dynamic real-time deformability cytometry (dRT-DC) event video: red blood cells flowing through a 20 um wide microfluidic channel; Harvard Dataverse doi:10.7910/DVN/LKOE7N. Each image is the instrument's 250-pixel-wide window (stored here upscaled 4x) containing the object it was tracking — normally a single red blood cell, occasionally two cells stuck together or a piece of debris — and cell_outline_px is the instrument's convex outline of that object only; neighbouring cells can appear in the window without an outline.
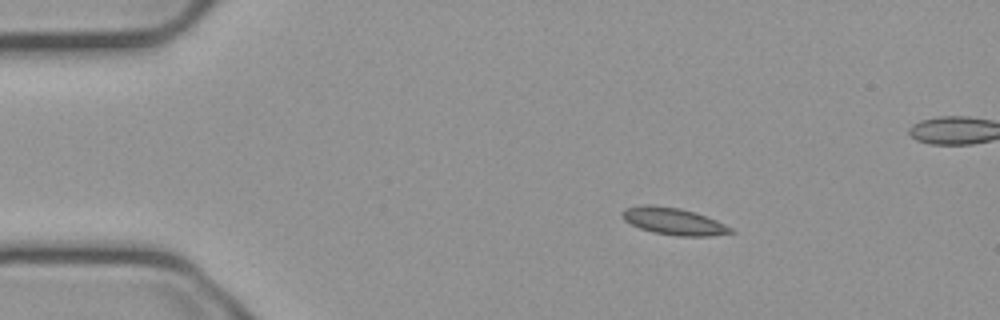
{"species": "common noctule bat (a hibernating species)", "species_latin": "Nyctalus noctula", "temperature_condition": "cold", "stored_images_in_passage": 48, "camera_frame_rate_fps": 3000, "um_per_image_px": 0.085, "animal": {"sex": "male", "body_mass_g": 23.1, "forearm_length_mm": 52.7}, "frame": {"image": 1, "passage_image": 1, "time_ms": 0.0, "image_size_px": [1000, 320], "cell_outline_px": [[736, 232], [712, 236], [676, 236], [652, 232], [640, 228], [624, 220], [620, 216], [620, 212], [624, 208], [644, 204], [652, 204], [680, 208], [716, 220], [732, 228]], "centroid_in_image_um": [57.21, 18.8], "position_along_channel_um": 27.8, "area_um2": 17.17}}
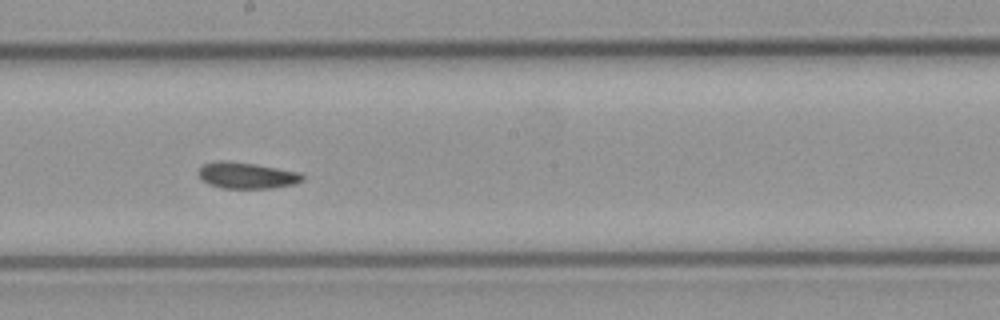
{"frame": {"image": 2, "passage_image": 22, "time_ms": 7.0, "image_size_px": [1000, 320], "cell_outline_px": [[304, 180], [292, 184], [272, 188], [220, 188], [208, 184], [196, 172], [204, 164], [216, 160], [228, 160], [256, 164], [300, 172], [304, 176]], "centroid_in_image_um": [20.95, 14.9], "position_along_channel_um": 227.2, "area_um2": 16.01}}
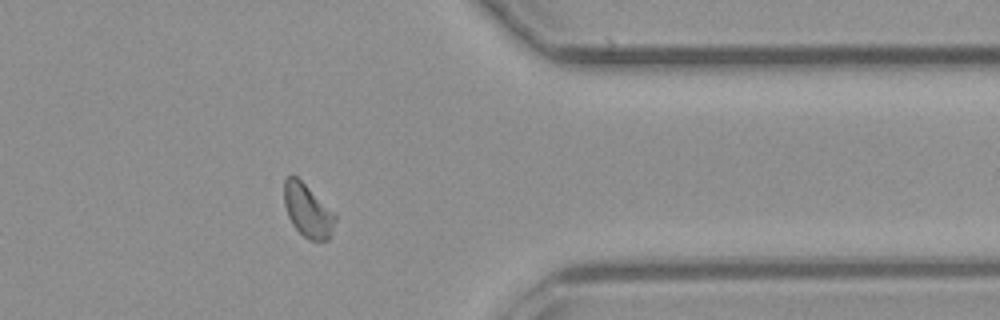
{"frame": {"image": 3, "passage_image": 36, "time_ms": 11.667, "image_size_px": [1000, 320], "cell_outline_px": [[336, 220], [332, 232], [328, 240], [308, 240], [292, 224], [288, 216], [284, 204], [284, 180], [292, 172], [336, 212]], "centroid_in_image_um": [26.17, 17.87], "position_along_channel_um": 385.2, "area_um2": 16.07}}